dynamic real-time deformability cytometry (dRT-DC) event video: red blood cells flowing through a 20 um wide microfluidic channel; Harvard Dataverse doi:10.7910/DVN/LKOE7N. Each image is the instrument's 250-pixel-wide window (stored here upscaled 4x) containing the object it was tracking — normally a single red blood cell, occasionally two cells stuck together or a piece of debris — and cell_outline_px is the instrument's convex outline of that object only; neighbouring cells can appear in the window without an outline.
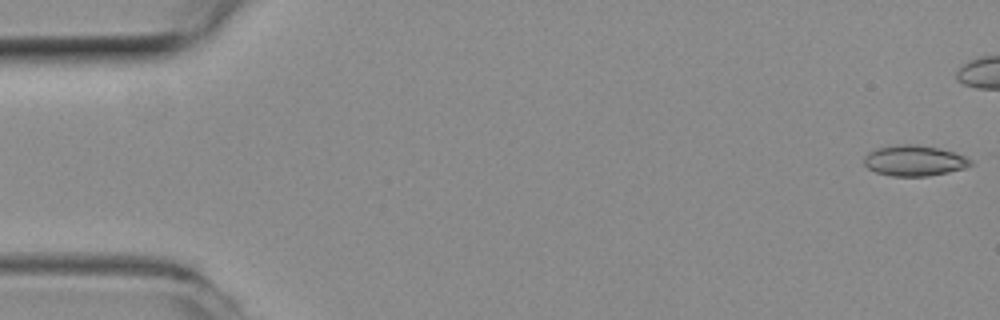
{"species": "common noctule bat (a hibernating species)", "species_latin": "Nyctalus noctula", "temperature_condition": "room temperature", "stored_images_in_passage": 24, "camera_frame_rate_fps": 3000, "um_per_image_px": 0.085, "animal": {"sex": "female", "body_mass_g": 19.3, "forearm_length_mm": 54.1}, "frame": {"image": 1, "passage_image": 1, "time_ms": 0.0, "image_size_px": [1000, 320], "cell_outline_px": [[972, 164], [964, 168], [948, 172], [928, 176], [892, 176], [876, 172], [868, 168], [864, 164], [864, 156], [868, 152], [876, 148], [900, 144], [916, 144], [940, 148], [964, 156], [972, 160]], "centroid_in_image_um": [77.69, 13.65], "position_along_channel_um": 7.3, "area_um2": 19.02}}
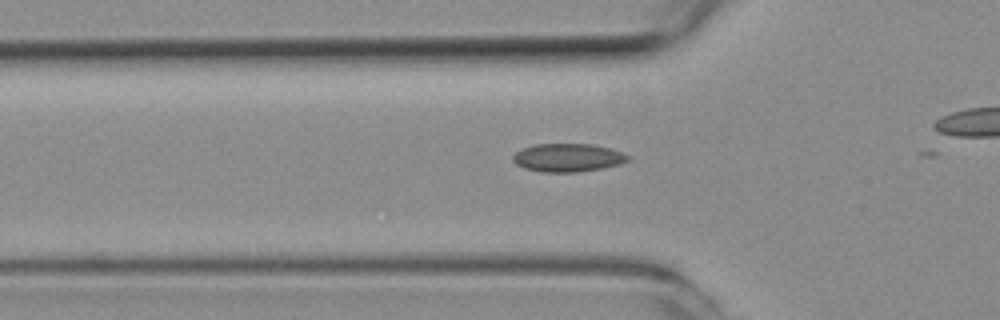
{"frame": {"image": 2, "passage_image": 17, "time_ms": 5.333, "image_size_px": [1000, 320], "cell_outline_px": [[628, 160], [620, 164], [600, 168], [576, 172], [540, 172], [524, 168], [516, 164], [512, 160], [512, 156], [516, 152], [524, 148], [536, 144], [592, 144], [608, 148], [620, 152], [628, 156]], "centroid_in_image_um": [48.21, 13.4], "position_along_channel_um": 77.6, "area_um2": 18.67}}
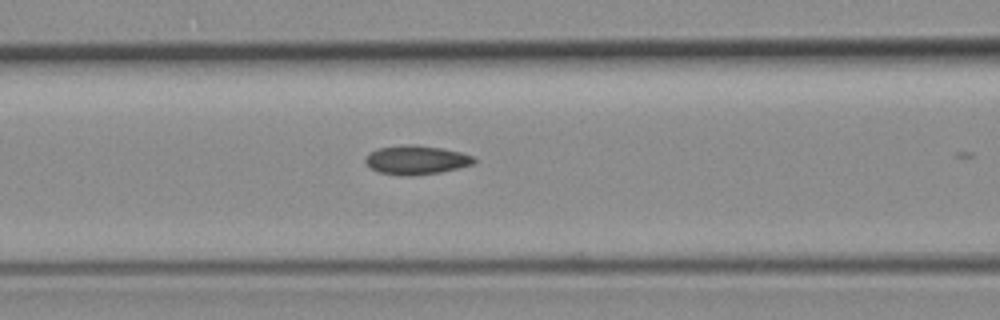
{"frame": {"image": 3, "passage_image": 21, "time_ms": 6.667, "image_size_px": [1000, 320], "cell_outline_px": [[476, 164], [460, 168], [440, 172], [412, 176], [404, 176], [380, 172], [372, 168], [364, 160], [372, 152], [380, 148], [408, 144], [412, 144], [440, 148], [460, 152], [472, 156], [476, 160]], "centroid_in_image_um": [35.45, 13.61], "position_along_channel_um": 131.2, "area_um2": 18.09}}